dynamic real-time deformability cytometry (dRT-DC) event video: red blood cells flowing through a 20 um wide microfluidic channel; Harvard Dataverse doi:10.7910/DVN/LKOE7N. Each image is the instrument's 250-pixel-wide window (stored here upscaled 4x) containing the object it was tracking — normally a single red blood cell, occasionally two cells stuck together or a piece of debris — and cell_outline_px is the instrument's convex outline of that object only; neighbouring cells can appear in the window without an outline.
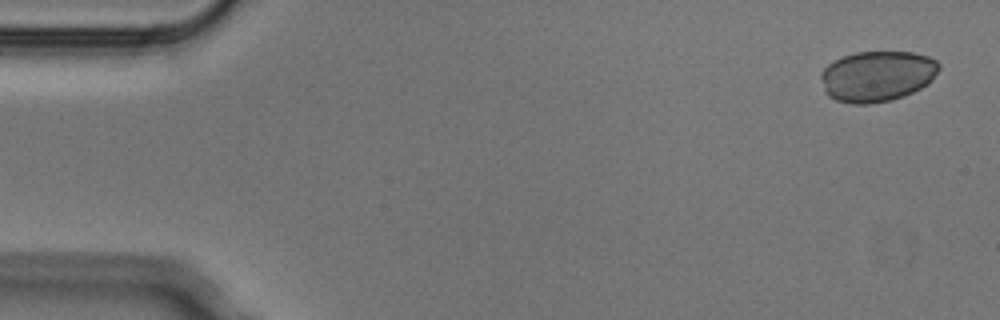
{"species": "Egyptian fruit bat (a non-hibernating species)", "species_latin": "Rousettus aegyptiacus", "temperature_condition": "cold", "stored_images_in_passage": 5, "segment_of_instrument_passage": [1, 2], "camera_frame_rate_fps": 3000, "um_per_image_px": 0.085, "animal": {"sex": "male"}, "frame": {"image": 1, "passage_image": 1, "time_ms": 0.0, "image_size_px": [1000, 320], "cell_outline_px": [[940, 68], [932, 80], [928, 84], [904, 96], [892, 100], [868, 104], [852, 104], [836, 100], [828, 96], [824, 92], [820, 76], [820, 72], [828, 64], [844, 56], [856, 52], [912, 52], [928, 56], [936, 60], [940, 64]], "centroid_in_image_um": [74.55, 6.48], "position_along_channel_um": 10.4, "area_um2": 35.08}}